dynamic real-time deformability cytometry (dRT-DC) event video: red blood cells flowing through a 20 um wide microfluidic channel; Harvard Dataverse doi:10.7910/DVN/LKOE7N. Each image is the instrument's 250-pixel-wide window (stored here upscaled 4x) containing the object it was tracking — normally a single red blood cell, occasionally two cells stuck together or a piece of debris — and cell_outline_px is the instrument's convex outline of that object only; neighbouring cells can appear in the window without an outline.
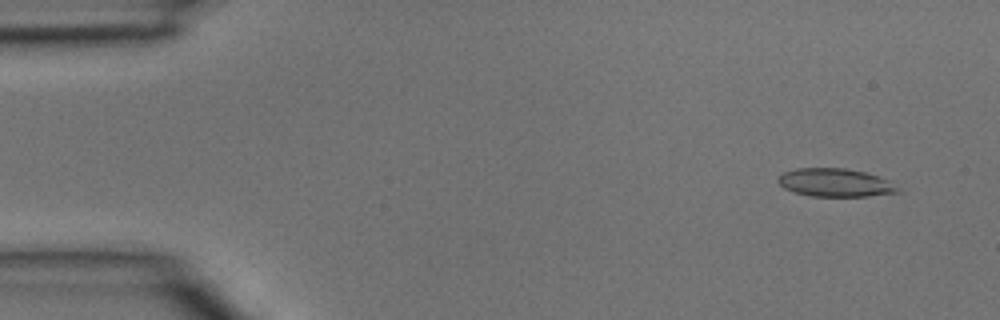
{"species": "common noctule bat (a hibernating species)", "species_latin": "Nyctalus noctula", "temperature_condition": "room temperature", "stored_images_in_passage": 4, "camera_frame_rate_fps": 3000, "um_per_image_px": 0.085, "animal": {"sex": "male", "body_mass_g": 15.6}, "frame": {"image": 1, "passage_image": 1, "time_ms": 0.0, "image_size_px": [1000, 320], "cell_outline_px": [[900, 192], [868, 196], [812, 196], [796, 192], [784, 188], [776, 180], [784, 172], [796, 168], [844, 168], [864, 172], [880, 176], [888, 180]], "centroid_in_image_um": [70.97, 15.52], "position_along_channel_um": 14.0, "area_um2": 19.42}}